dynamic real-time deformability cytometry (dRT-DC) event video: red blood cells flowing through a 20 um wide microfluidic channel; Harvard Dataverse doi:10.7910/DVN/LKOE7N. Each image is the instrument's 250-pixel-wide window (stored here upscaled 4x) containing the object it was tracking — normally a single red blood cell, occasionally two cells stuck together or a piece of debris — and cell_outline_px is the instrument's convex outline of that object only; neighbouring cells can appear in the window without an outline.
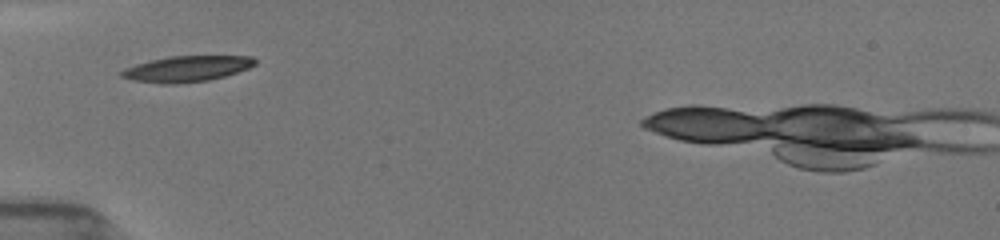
{"species": "common noctule bat (a hibernating species)", "species_latin": "Nyctalus noctula", "temperature_condition": "room temperature", "stored_images_in_passage": 14, "segment_of_instrument_passage": [1, 2], "camera_frame_rate_fps": 3000, "um_per_image_px": 0.085, "animal": {"sex": "female", "body_mass_g": 19.5, "forearm_length_mm": 54.1}, "frame": {"image": 1, "passage_image": 1, "time_ms": 0.0, "image_size_px": [1000, 240], "cell_outline_px": [[256, 64], [248, 68], [224, 76], [208, 80], [176, 84], [160, 84], [132, 80], [120, 76], [120, 72], [124, 68], [136, 64], [152, 60], [172, 56], [252, 56], [256, 60]], "centroid_in_image_um": [15.86, 5.85], "position_along_channel_um": 69.1, "area_um2": 20.0}}
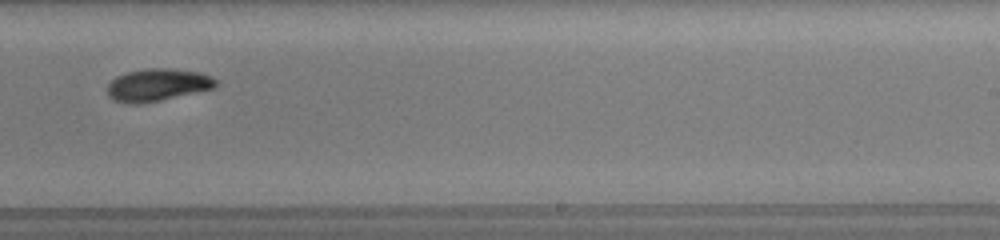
{"frame": {"image": 2, "passage_image": 8, "time_ms": 5.333, "image_size_px": [1000, 240], "cell_outline_px": [[216, 88], [160, 100], [140, 104], [124, 104], [112, 100], [108, 96], [108, 84], [116, 76], [128, 72], [148, 68], [168, 68], [200, 72], [212, 76], [216, 80]], "centroid_in_image_um": [13.38, 7.23], "position_along_channel_um": 275.6, "area_um2": 20.63}}
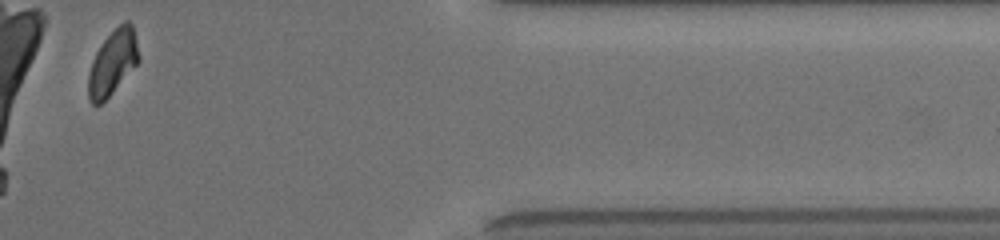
{"frame": {"image": 3, "passage_image": 12, "time_ms": 9.333, "image_size_px": [1000, 240], "cell_outline_px": [[140, 60], [108, 96], [100, 104], [92, 104], [88, 96], [88, 76], [92, 60], [100, 44], [124, 20], [128, 20], [132, 24], [140, 56]], "centroid_in_image_um": [9.58, 5.29], "position_along_channel_um": 401.8, "area_um2": 18.67}}